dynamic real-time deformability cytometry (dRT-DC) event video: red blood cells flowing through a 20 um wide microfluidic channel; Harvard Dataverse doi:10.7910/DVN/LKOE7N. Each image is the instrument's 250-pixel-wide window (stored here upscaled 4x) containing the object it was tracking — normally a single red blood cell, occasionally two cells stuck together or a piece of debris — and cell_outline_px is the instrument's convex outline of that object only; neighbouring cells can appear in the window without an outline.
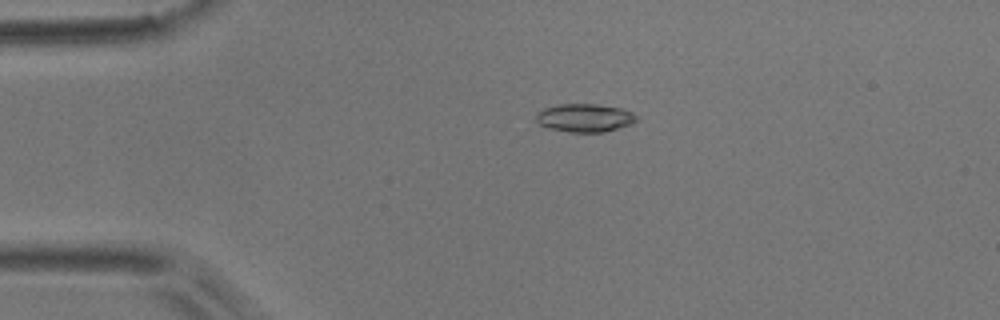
{"species": "common noctule bat (a hibernating species)", "species_latin": "Nyctalus noctula", "temperature_condition": "room temperature", "stored_images_in_passage": 2, "camera_frame_rate_fps": 3000, "um_per_image_px": 0.085, "animal": {"sex": "male", "body_mass_g": 17.9}, "frame": {"image": 1, "passage_image": 1, "time_ms": 0.0, "image_size_px": [1000, 320], "cell_outline_px": [[636, 120], [632, 124], [604, 132], [568, 132], [548, 128], [540, 124], [536, 120], [536, 112], [544, 108], [560, 104], [596, 104], [620, 108], [632, 112], [636, 116]], "centroid_in_image_um": [49.68, 10.02], "position_along_channel_um": 35.3, "area_um2": 16.47}}